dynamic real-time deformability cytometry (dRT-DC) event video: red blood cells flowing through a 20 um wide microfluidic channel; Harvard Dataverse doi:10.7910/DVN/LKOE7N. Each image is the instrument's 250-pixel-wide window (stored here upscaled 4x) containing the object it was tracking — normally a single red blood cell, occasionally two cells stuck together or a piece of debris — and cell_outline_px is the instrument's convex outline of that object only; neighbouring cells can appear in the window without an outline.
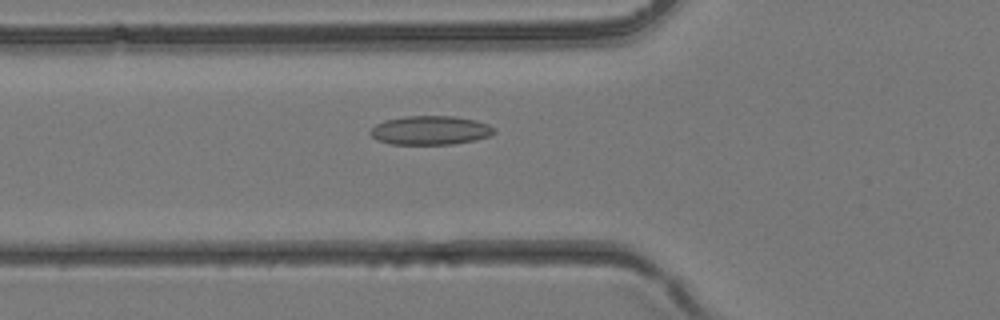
{"species": "common noctule bat (a hibernating species)", "species_latin": "Nyctalus noctula", "temperature_condition": "room temperature", "stored_images_in_passage": 39, "camera_frame_rate_fps": 3000, "um_per_image_px": 0.085, "animal": {"sex": "female", "body_mass_g": 24.6, "forearm_length_mm": 56.2}, "frame": {"image": 1, "passage_image": 14, "time_ms": 4.333, "image_size_px": [1000, 320], "cell_outline_px": [[496, 132], [492, 136], [476, 140], [452, 144], [392, 144], [376, 140], [368, 132], [376, 124], [384, 120], [404, 116], [456, 116], [476, 120], [488, 124], [496, 128]], "centroid_in_image_um": [36.61, 11.07], "position_along_channel_um": 89.2, "area_um2": 21.15}}
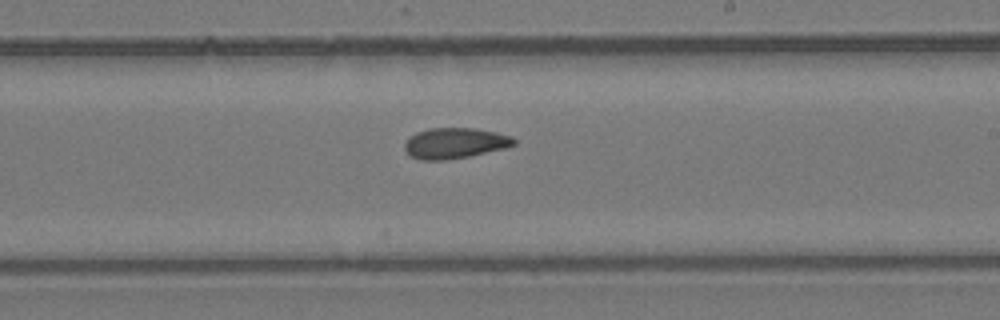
{"frame": {"image": 2, "passage_image": 23, "time_ms": 7.333, "image_size_px": [1000, 320], "cell_outline_px": [[516, 144], [504, 148], [468, 156], [444, 160], [420, 160], [412, 156], [404, 148], [404, 144], [416, 132], [428, 128], [476, 128], [496, 132], [512, 136], [516, 140]], "centroid_in_image_um": [38.68, 12.15], "position_along_channel_um": 250.3, "area_um2": 19.36}}
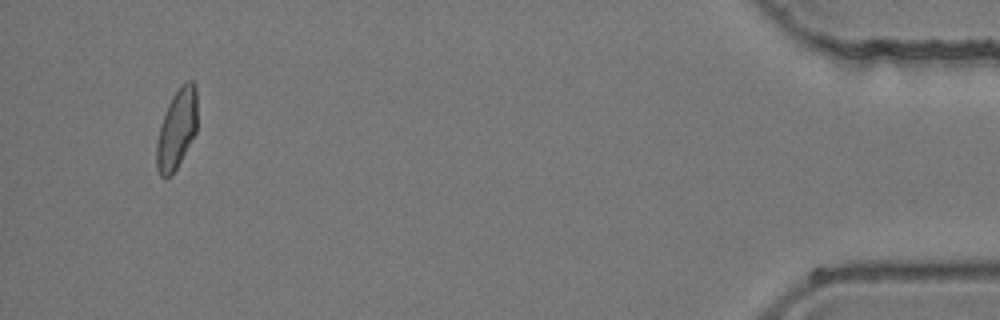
{"frame": {"image": 3, "passage_image": 37, "time_ms": 12.0, "image_size_px": [1000, 320], "cell_outline_px": [[196, 132], [172, 176], [160, 176], [156, 168], [156, 144], [160, 124], [168, 104], [172, 96], [188, 80], [192, 80], [196, 84]], "centroid_in_image_um": [15.01, 10.99], "position_along_channel_um": 420.2, "area_um2": 18.73}}